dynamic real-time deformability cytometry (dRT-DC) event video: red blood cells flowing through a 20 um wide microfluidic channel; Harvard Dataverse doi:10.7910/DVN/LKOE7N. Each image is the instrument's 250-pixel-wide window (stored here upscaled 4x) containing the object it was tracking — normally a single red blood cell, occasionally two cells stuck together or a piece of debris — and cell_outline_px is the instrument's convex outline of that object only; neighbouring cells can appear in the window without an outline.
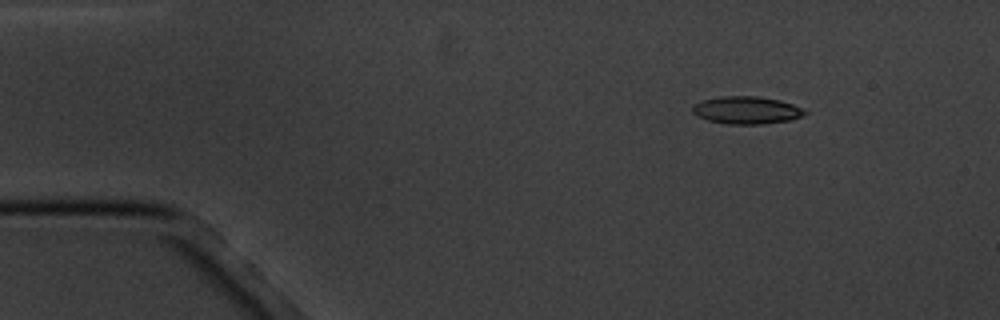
{"species": "common noctule bat (a hibernating species)", "species_latin": "Nyctalus noctula", "temperature_condition": "cold", "stored_images_in_passage": 5, "camera_frame_rate_fps": 3000, "um_per_image_px": 0.085, "animal": {"sex": "male", "body_mass_g": 20.1, "forearm_length_mm": 53.5}, "frame": {"image": 1, "passage_image": 3, "time_ms": 2.333, "image_size_px": [1000, 320], "cell_outline_px": [[808, 112], [804, 116], [788, 120], [764, 124], [728, 124], [708, 120], [696, 116], [692, 112], [692, 104], [704, 100], [720, 96], [760, 96], [780, 100], [804, 108]], "centroid_in_image_um": [63.46, 9.36], "position_along_channel_um": 21.5, "area_um2": 18.21}}
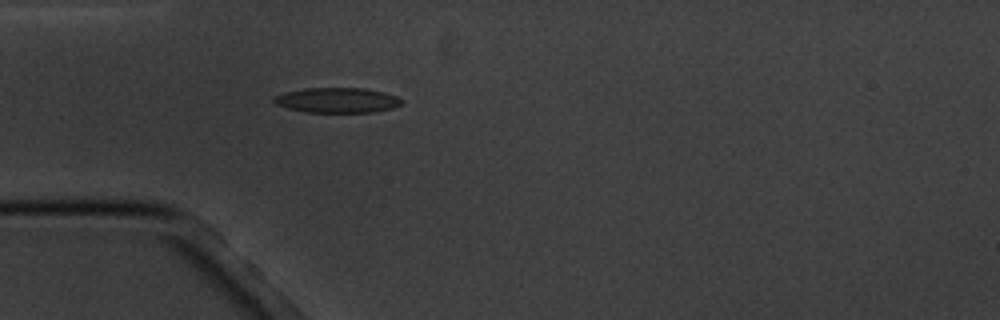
{"frame": {"image": 2, "passage_image": 5, "time_ms": 5.333, "image_size_px": [1000, 320], "cell_outline_px": [[404, 100], [400, 104], [392, 108], [376, 112], [304, 112], [288, 108], [276, 104], [272, 100], [272, 96], [284, 92], [304, 88], [364, 88], [384, 92], [396, 96]], "centroid_in_image_um": [28.63, 8.51], "position_along_channel_um": 56.4, "area_um2": 18.79}}